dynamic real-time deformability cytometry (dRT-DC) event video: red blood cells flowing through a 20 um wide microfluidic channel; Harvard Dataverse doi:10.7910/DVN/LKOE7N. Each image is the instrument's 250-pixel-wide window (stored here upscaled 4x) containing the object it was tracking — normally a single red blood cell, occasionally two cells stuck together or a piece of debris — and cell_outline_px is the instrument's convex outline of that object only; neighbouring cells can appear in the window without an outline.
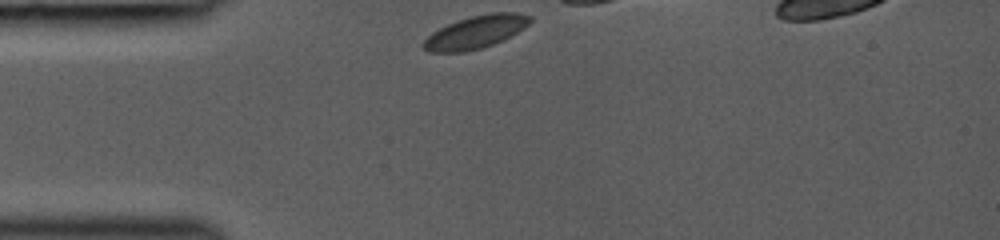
{"species": "common noctule bat (a hibernating species)", "species_latin": "Nyctalus noctula", "temperature_condition": "room temperature", "stored_images_in_passage": 35, "camera_frame_rate_fps": 3000, "um_per_image_px": 0.085, "animal": {"sex": "female", "body_mass_g": 19.0, "forearm_length_mm": 53.3}, "frame": {"image": 1, "passage_image": 1, "time_ms": 0.0, "image_size_px": [1000, 240], "cell_outline_px": [[532, 20], [524, 28], [492, 44], [480, 48], [464, 52], [428, 52], [420, 44], [432, 32], [456, 20], [472, 16], [492, 12], [516, 12], [532, 16]], "centroid_in_image_um": [40.4, 2.71], "position_along_channel_um": 44.6, "area_um2": 20.17}}
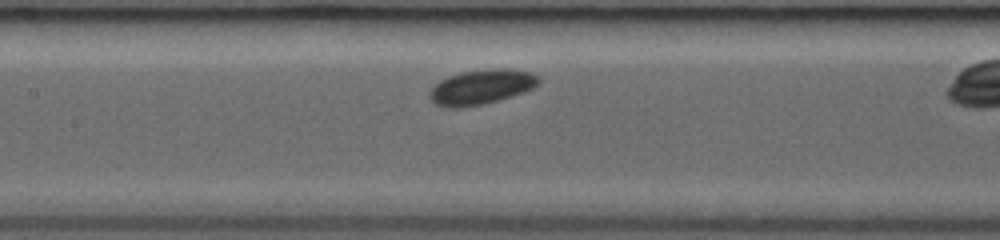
{"frame": {"image": 2, "passage_image": 16, "time_ms": 3.333, "image_size_px": [1000, 240], "cell_outline_px": [[540, 84], [524, 92], [484, 104], [460, 108], [448, 108], [436, 104], [428, 96], [428, 92], [440, 80], [448, 76], [460, 72], [492, 68], [512, 68], [528, 72], [540, 76]], "centroid_in_image_um": [40.92, 7.38], "position_along_channel_um": 166.5, "area_um2": 22.31}}
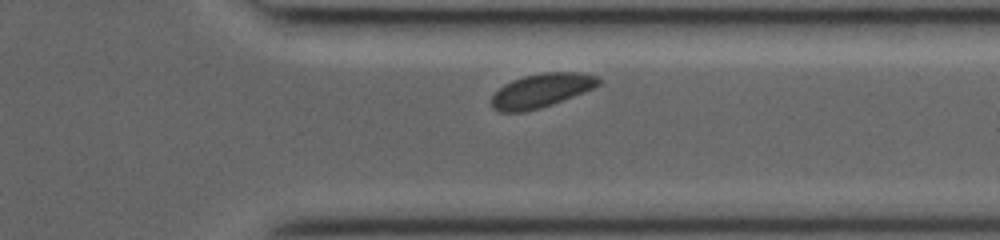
{"frame": {"image": 3, "passage_image": 33, "time_ms": 8.0, "image_size_px": [1000, 240], "cell_outline_px": [[600, 84], [584, 92], [552, 104], [540, 108], [524, 112], [500, 112], [492, 108], [492, 96], [504, 84], [512, 80], [524, 76], [544, 72], [580, 72], [600, 76]], "centroid_in_image_um": [46.03, 7.69], "position_along_channel_um": 365.4, "area_um2": 21.1}}